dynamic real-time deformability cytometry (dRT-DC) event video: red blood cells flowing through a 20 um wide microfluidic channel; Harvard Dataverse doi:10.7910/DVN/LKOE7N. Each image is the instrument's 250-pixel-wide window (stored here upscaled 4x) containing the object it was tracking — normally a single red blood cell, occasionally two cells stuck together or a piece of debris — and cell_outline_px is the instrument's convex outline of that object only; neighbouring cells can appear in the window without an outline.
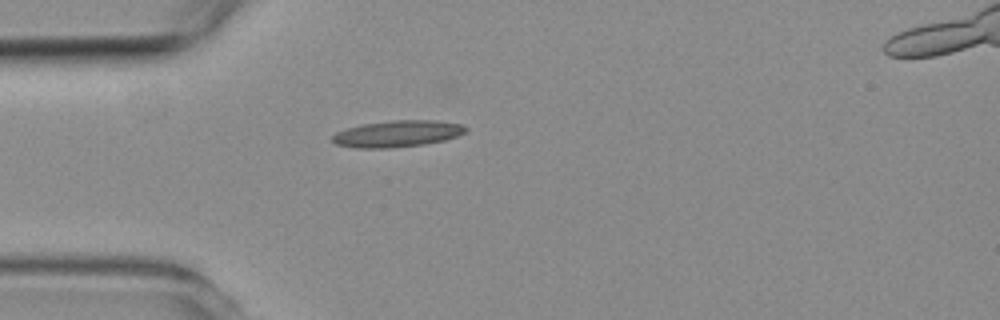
{"species": "common noctule bat (a hibernating species)", "species_latin": "Nyctalus noctula", "temperature_condition": "room temperature", "stored_images_in_passage": 1, "camera_frame_rate_fps": 3000, "um_per_image_px": 0.085, "animal": {"sex": "female", "body_mass_g": 19.3, "forearm_length_mm": 54.1}, "frame": {"image": 1, "passage_image": 1, "time_ms": 0.0, "image_size_px": [1000, 320], "cell_outline_px": [[468, 132], [444, 140], [424, 144], [388, 148], [352, 148], [336, 144], [332, 140], [332, 136], [336, 132], [348, 128], [364, 124], [392, 120], [436, 120], [460, 124], [468, 128]], "centroid_in_image_um": [33.79, 11.37], "position_along_channel_um": 51.2, "area_um2": 20.58}}